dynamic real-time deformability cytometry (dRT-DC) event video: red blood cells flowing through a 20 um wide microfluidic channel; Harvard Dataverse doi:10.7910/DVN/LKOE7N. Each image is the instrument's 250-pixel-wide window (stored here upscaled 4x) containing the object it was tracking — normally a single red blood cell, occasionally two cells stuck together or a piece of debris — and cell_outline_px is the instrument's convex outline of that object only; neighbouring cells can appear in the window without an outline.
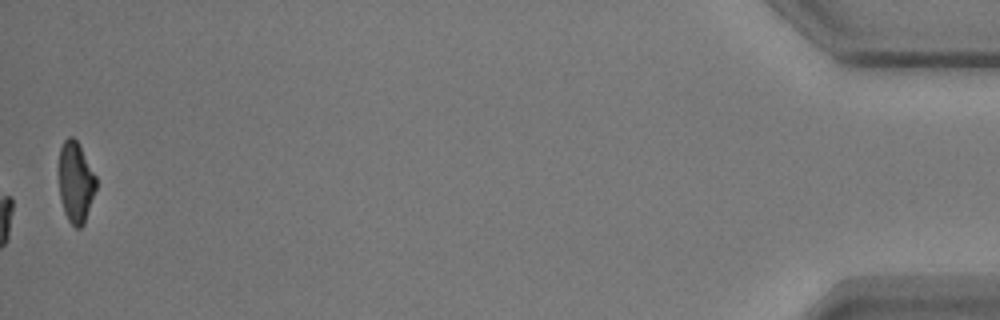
{"species": "common noctule bat (a hibernating species)", "species_latin": "Nyctalus noctula", "temperature_condition": "warm", "stored_images_in_passage": 43, "camera_frame_rate_fps": 3000, "um_per_image_px": 0.085, "animal": {"sex": "male", "body_mass_g": 17.9}, "frame": {"image": 1, "passage_image": 43, "time_ms": 14.0, "image_size_px": [1000, 320], "cell_outline_px": [[96, 188], [84, 224], [80, 228], [76, 228], [68, 220], [64, 212], [60, 200], [60, 148], [64, 140], [68, 136], [72, 136], [76, 140], [96, 176]], "centroid_in_image_um": [6.44, 15.51], "position_along_channel_um": 428.8, "area_um2": 17.22}, "authors_computed_cell_mechanics": {"area_um2": 19.4208, "velocity_mm_per_s": 3.6745, "shape_relaxation_time_tau1_ms": 3.4057, "shape_relaxation_time_tau2_ms": 8.8704, "deformation_change_tau1": 0.1551, "deformation_change_tau2": 0.1262}}